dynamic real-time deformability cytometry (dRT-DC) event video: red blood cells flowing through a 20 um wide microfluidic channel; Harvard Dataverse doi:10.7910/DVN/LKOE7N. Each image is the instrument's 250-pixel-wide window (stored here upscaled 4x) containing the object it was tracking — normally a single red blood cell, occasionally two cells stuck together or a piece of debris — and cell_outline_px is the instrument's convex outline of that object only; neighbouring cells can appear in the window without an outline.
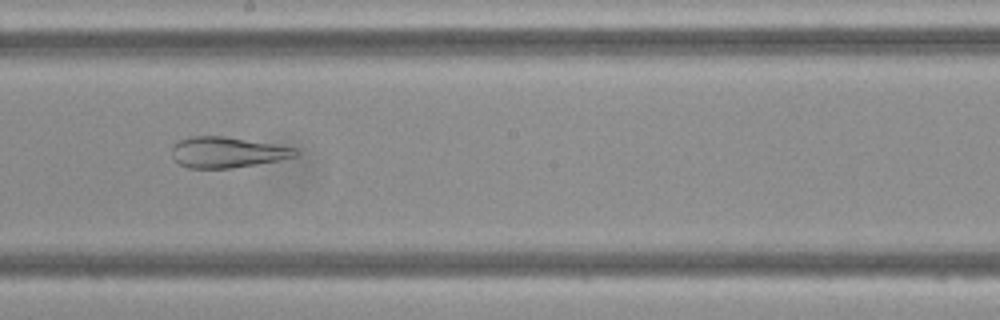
{"species": "Egyptian fruit bat (a non-hibernating species)", "species_latin": "Rousettus aegyptiacus", "temperature_condition": "cold", "stored_images_in_passage": 41, "camera_frame_rate_fps": 3000, "um_per_image_px": 0.085, "frame": {"image": 1, "passage_image": 19, "time_ms": 6.0, "image_size_px": [1000, 320], "cell_outline_px": [[296, 156], [256, 164], [232, 168], [188, 168], [180, 164], [172, 156], [172, 144], [180, 140], [192, 136], [224, 136], [296, 148]], "centroid_in_image_um": [19.24, 12.94], "position_along_channel_um": 229.0, "area_um2": 21.79}}
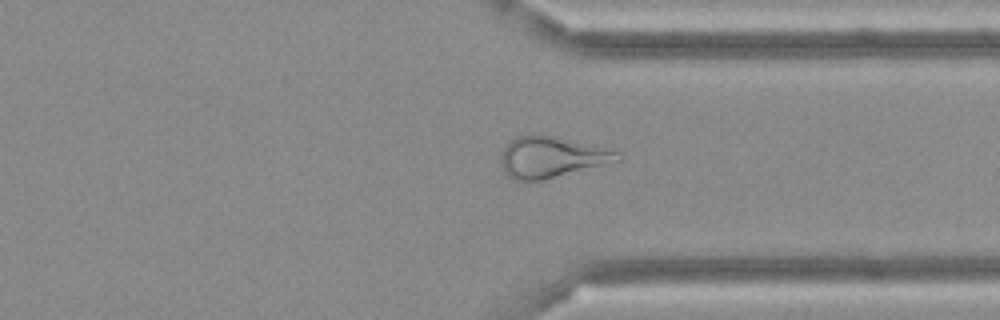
{"frame": {"image": 2, "passage_image": 29, "time_ms": 9.333, "image_size_px": [1000, 320], "cell_outline_px": [[624, 156], [620, 160], [544, 180], [516, 180], [508, 176], [504, 172], [500, 160], [500, 156], [508, 140], [516, 136], [532, 132], [556, 136], [616, 148]], "centroid_in_image_um": [46.92, 13.3], "position_along_channel_um": 364.5, "area_um2": 28.84}}
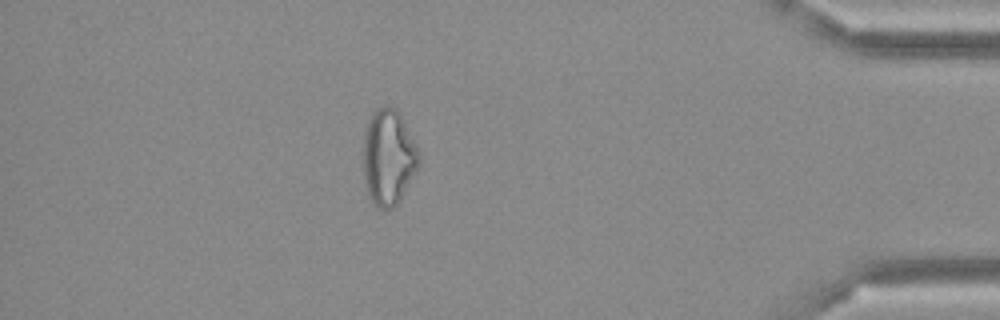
{"frame": {"image": 3, "passage_image": 35, "time_ms": 11.333, "image_size_px": [1000, 320], "cell_outline_px": [[420, 164], [400, 200], [392, 208], [380, 208], [372, 204], [368, 196], [364, 180], [364, 136], [368, 120], [372, 112], [376, 108], [388, 104], [396, 108], [404, 120], [420, 148]], "centroid_in_image_um": [33.04, 13.33], "position_along_channel_um": 402.2, "area_um2": 31.62}}